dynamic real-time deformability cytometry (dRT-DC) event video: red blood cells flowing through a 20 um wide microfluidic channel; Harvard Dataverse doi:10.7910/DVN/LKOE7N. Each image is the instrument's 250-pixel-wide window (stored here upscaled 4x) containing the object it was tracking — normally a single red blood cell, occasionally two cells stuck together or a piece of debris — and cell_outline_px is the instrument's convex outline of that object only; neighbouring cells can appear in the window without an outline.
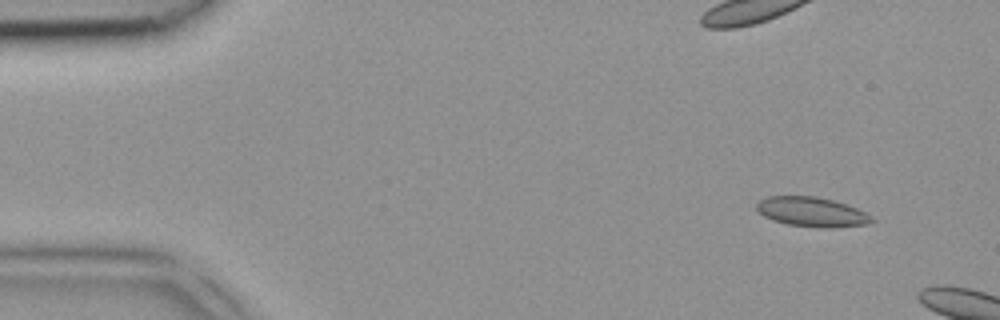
{"species": "common noctule bat (a hibernating species)", "species_latin": "Nyctalus noctula", "temperature_condition": "room temperature", "stored_images_in_passage": 5, "camera_frame_rate_fps": 3000, "um_per_image_px": 0.085, "animal": {"sex": "female", "body_mass_g": 18.4}, "frame": {"image": 1, "passage_image": 1, "time_ms": 0.0, "image_size_px": [1000, 320], "cell_outline_px": [[876, 220], [868, 224], [832, 228], [820, 228], [788, 224], [772, 220], [764, 216], [756, 208], [756, 204], [760, 200], [768, 196], [816, 196], [832, 200], [856, 208], [872, 216]], "centroid_in_image_um": [69.01, 18.02], "position_along_channel_um": 16.0, "area_um2": 19.83}}